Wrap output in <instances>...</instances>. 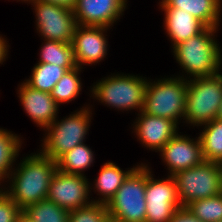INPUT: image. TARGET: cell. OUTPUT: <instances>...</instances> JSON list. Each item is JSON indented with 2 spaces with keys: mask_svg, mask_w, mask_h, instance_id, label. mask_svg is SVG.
<instances>
[{
  "mask_svg": "<svg viewBox=\"0 0 222 222\" xmlns=\"http://www.w3.org/2000/svg\"><path fill=\"white\" fill-rule=\"evenodd\" d=\"M165 12L164 26L172 47L202 32L206 26L181 8H161Z\"/></svg>",
  "mask_w": 222,
  "mask_h": 222,
  "instance_id": "17",
  "label": "cell"
},
{
  "mask_svg": "<svg viewBox=\"0 0 222 222\" xmlns=\"http://www.w3.org/2000/svg\"><path fill=\"white\" fill-rule=\"evenodd\" d=\"M45 3H52L70 10H73L76 4V0H38Z\"/></svg>",
  "mask_w": 222,
  "mask_h": 222,
  "instance_id": "31",
  "label": "cell"
},
{
  "mask_svg": "<svg viewBox=\"0 0 222 222\" xmlns=\"http://www.w3.org/2000/svg\"><path fill=\"white\" fill-rule=\"evenodd\" d=\"M8 47L9 45L5 38L0 35V64H3L4 60L6 59Z\"/></svg>",
  "mask_w": 222,
  "mask_h": 222,
  "instance_id": "32",
  "label": "cell"
},
{
  "mask_svg": "<svg viewBox=\"0 0 222 222\" xmlns=\"http://www.w3.org/2000/svg\"><path fill=\"white\" fill-rule=\"evenodd\" d=\"M188 210L202 222H219L222 220V195L199 199L186 205Z\"/></svg>",
  "mask_w": 222,
  "mask_h": 222,
  "instance_id": "27",
  "label": "cell"
},
{
  "mask_svg": "<svg viewBox=\"0 0 222 222\" xmlns=\"http://www.w3.org/2000/svg\"><path fill=\"white\" fill-rule=\"evenodd\" d=\"M138 115L134 122V133L145 147L155 152L160 151L178 133V125L170 119L152 116L143 111Z\"/></svg>",
  "mask_w": 222,
  "mask_h": 222,
  "instance_id": "15",
  "label": "cell"
},
{
  "mask_svg": "<svg viewBox=\"0 0 222 222\" xmlns=\"http://www.w3.org/2000/svg\"><path fill=\"white\" fill-rule=\"evenodd\" d=\"M18 94L26 114L36 125L45 129L58 118L59 105L50 93L35 90L23 82L19 86Z\"/></svg>",
  "mask_w": 222,
  "mask_h": 222,
  "instance_id": "16",
  "label": "cell"
},
{
  "mask_svg": "<svg viewBox=\"0 0 222 222\" xmlns=\"http://www.w3.org/2000/svg\"><path fill=\"white\" fill-rule=\"evenodd\" d=\"M36 13V28L44 40L72 43L77 22L73 10L38 0H32Z\"/></svg>",
  "mask_w": 222,
  "mask_h": 222,
  "instance_id": "10",
  "label": "cell"
},
{
  "mask_svg": "<svg viewBox=\"0 0 222 222\" xmlns=\"http://www.w3.org/2000/svg\"><path fill=\"white\" fill-rule=\"evenodd\" d=\"M108 215L105 204L92 203L70 211L69 222H103Z\"/></svg>",
  "mask_w": 222,
  "mask_h": 222,
  "instance_id": "28",
  "label": "cell"
},
{
  "mask_svg": "<svg viewBox=\"0 0 222 222\" xmlns=\"http://www.w3.org/2000/svg\"><path fill=\"white\" fill-rule=\"evenodd\" d=\"M22 141L12 132L0 129V184L11 173L13 163L16 162Z\"/></svg>",
  "mask_w": 222,
  "mask_h": 222,
  "instance_id": "24",
  "label": "cell"
},
{
  "mask_svg": "<svg viewBox=\"0 0 222 222\" xmlns=\"http://www.w3.org/2000/svg\"><path fill=\"white\" fill-rule=\"evenodd\" d=\"M108 27L77 25L73 41V54L76 66L97 64L107 55L106 32Z\"/></svg>",
  "mask_w": 222,
  "mask_h": 222,
  "instance_id": "14",
  "label": "cell"
},
{
  "mask_svg": "<svg viewBox=\"0 0 222 222\" xmlns=\"http://www.w3.org/2000/svg\"><path fill=\"white\" fill-rule=\"evenodd\" d=\"M222 0H162L161 8H181L192 14L206 27L218 28Z\"/></svg>",
  "mask_w": 222,
  "mask_h": 222,
  "instance_id": "18",
  "label": "cell"
},
{
  "mask_svg": "<svg viewBox=\"0 0 222 222\" xmlns=\"http://www.w3.org/2000/svg\"><path fill=\"white\" fill-rule=\"evenodd\" d=\"M89 184L84 175L57 170L51 179L47 199L68 211L88 206L93 203L88 197L92 189Z\"/></svg>",
  "mask_w": 222,
  "mask_h": 222,
  "instance_id": "11",
  "label": "cell"
},
{
  "mask_svg": "<svg viewBox=\"0 0 222 222\" xmlns=\"http://www.w3.org/2000/svg\"><path fill=\"white\" fill-rule=\"evenodd\" d=\"M22 211L35 222H69L70 211L59 207L49 199L28 205Z\"/></svg>",
  "mask_w": 222,
  "mask_h": 222,
  "instance_id": "26",
  "label": "cell"
},
{
  "mask_svg": "<svg viewBox=\"0 0 222 222\" xmlns=\"http://www.w3.org/2000/svg\"><path fill=\"white\" fill-rule=\"evenodd\" d=\"M22 209L4 192L0 193V222H16Z\"/></svg>",
  "mask_w": 222,
  "mask_h": 222,
  "instance_id": "29",
  "label": "cell"
},
{
  "mask_svg": "<svg viewBox=\"0 0 222 222\" xmlns=\"http://www.w3.org/2000/svg\"><path fill=\"white\" fill-rule=\"evenodd\" d=\"M103 222H122L119 218H116L114 216H111L110 214H108L105 218Z\"/></svg>",
  "mask_w": 222,
  "mask_h": 222,
  "instance_id": "34",
  "label": "cell"
},
{
  "mask_svg": "<svg viewBox=\"0 0 222 222\" xmlns=\"http://www.w3.org/2000/svg\"><path fill=\"white\" fill-rule=\"evenodd\" d=\"M220 194L222 195V163L220 164Z\"/></svg>",
  "mask_w": 222,
  "mask_h": 222,
  "instance_id": "35",
  "label": "cell"
},
{
  "mask_svg": "<svg viewBox=\"0 0 222 222\" xmlns=\"http://www.w3.org/2000/svg\"><path fill=\"white\" fill-rule=\"evenodd\" d=\"M18 1H20V0H18ZM21 1H24V2H31L32 0H21Z\"/></svg>",
  "mask_w": 222,
  "mask_h": 222,
  "instance_id": "37",
  "label": "cell"
},
{
  "mask_svg": "<svg viewBox=\"0 0 222 222\" xmlns=\"http://www.w3.org/2000/svg\"><path fill=\"white\" fill-rule=\"evenodd\" d=\"M159 152L167 165L170 176L204 161L199 136L194 141V138L177 133Z\"/></svg>",
  "mask_w": 222,
  "mask_h": 222,
  "instance_id": "12",
  "label": "cell"
},
{
  "mask_svg": "<svg viewBox=\"0 0 222 222\" xmlns=\"http://www.w3.org/2000/svg\"><path fill=\"white\" fill-rule=\"evenodd\" d=\"M94 154L84 142L65 152L56 160L57 170L68 174L84 175L93 164ZM83 172V173H82Z\"/></svg>",
  "mask_w": 222,
  "mask_h": 222,
  "instance_id": "20",
  "label": "cell"
},
{
  "mask_svg": "<svg viewBox=\"0 0 222 222\" xmlns=\"http://www.w3.org/2000/svg\"><path fill=\"white\" fill-rule=\"evenodd\" d=\"M38 63L55 64L63 68H75L72 43L44 40Z\"/></svg>",
  "mask_w": 222,
  "mask_h": 222,
  "instance_id": "23",
  "label": "cell"
},
{
  "mask_svg": "<svg viewBox=\"0 0 222 222\" xmlns=\"http://www.w3.org/2000/svg\"><path fill=\"white\" fill-rule=\"evenodd\" d=\"M204 125H202L204 129L199 135L204 160L221 164L222 120L216 118Z\"/></svg>",
  "mask_w": 222,
  "mask_h": 222,
  "instance_id": "21",
  "label": "cell"
},
{
  "mask_svg": "<svg viewBox=\"0 0 222 222\" xmlns=\"http://www.w3.org/2000/svg\"><path fill=\"white\" fill-rule=\"evenodd\" d=\"M147 79L135 75H112L93 85L90 92L101 103L118 110H143Z\"/></svg>",
  "mask_w": 222,
  "mask_h": 222,
  "instance_id": "5",
  "label": "cell"
},
{
  "mask_svg": "<svg viewBox=\"0 0 222 222\" xmlns=\"http://www.w3.org/2000/svg\"><path fill=\"white\" fill-rule=\"evenodd\" d=\"M169 222H202L186 206L178 208Z\"/></svg>",
  "mask_w": 222,
  "mask_h": 222,
  "instance_id": "30",
  "label": "cell"
},
{
  "mask_svg": "<svg viewBox=\"0 0 222 222\" xmlns=\"http://www.w3.org/2000/svg\"><path fill=\"white\" fill-rule=\"evenodd\" d=\"M182 206L220 193V163L204 160L172 176Z\"/></svg>",
  "mask_w": 222,
  "mask_h": 222,
  "instance_id": "8",
  "label": "cell"
},
{
  "mask_svg": "<svg viewBox=\"0 0 222 222\" xmlns=\"http://www.w3.org/2000/svg\"><path fill=\"white\" fill-rule=\"evenodd\" d=\"M11 171V185L4 192L22 209L47 199L51 179L57 171L56 161L40 153H34L21 160ZM15 169V170H14Z\"/></svg>",
  "mask_w": 222,
  "mask_h": 222,
  "instance_id": "1",
  "label": "cell"
},
{
  "mask_svg": "<svg viewBox=\"0 0 222 222\" xmlns=\"http://www.w3.org/2000/svg\"><path fill=\"white\" fill-rule=\"evenodd\" d=\"M216 118L222 120V103L220 105V108H219V111H218V114H217Z\"/></svg>",
  "mask_w": 222,
  "mask_h": 222,
  "instance_id": "36",
  "label": "cell"
},
{
  "mask_svg": "<svg viewBox=\"0 0 222 222\" xmlns=\"http://www.w3.org/2000/svg\"><path fill=\"white\" fill-rule=\"evenodd\" d=\"M16 222H35V221L22 211L18 215Z\"/></svg>",
  "mask_w": 222,
  "mask_h": 222,
  "instance_id": "33",
  "label": "cell"
},
{
  "mask_svg": "<svg viewBox=\"0 0 222 222\" xmlns=\"http://www.w3.org/2000/svg\"><path fill=\"white\" fill-rule=\"evenodd\" d=\"M75 112L61 121L55 119L44 129L47 133L42 140L41 154L56 161L62 154L85 141L92 111L85 106Z\"/></svg>",
  "mask_w": 222,
  "mask_h": 222,
  "instance_id": "6",
  "label": "cell"
},
{
  "mask_svg": "<svg viewBox=\"0 0 222 222\" xmlns=\"http://www.w3.org/2000/svg\"><path fill=\"white\" fill-rule=\"evenodd\" d=\"M187 77L163 78L157 82L147 80L143 112L174 121L184 120L187 98Z\"/></svg>",
  "mask_w": 222,
  "mask_h": 222,
  "instance_id": "3",
  "label": "cell"
},
{
  "mask_svg": "<svg viewBox=\"0 0 222 222\" xmlns=\"http://www.w3.org/2000/svg\"><path fill=\"white\" fill-rule=\"evenodd\" d=\"M218 28L206 27L202 32L173 47L182 70L194 78L218 74L222 64L221 49L215 40Z\"/></svg>",
  "mask_w": 222,
  "mask_h": 222,
  "instance_id": "2",
  "label": "cell"
},
{
  "mask_svg": "<svg viewBox=\"0 0 222 222\" xmlns=\"http://www.w3.org/2000/svg\"><path fill=\"white\" fill-rule=\"evenodd\" d=\"M146 165V220L145 222H169L175 211L182 207L172 176L154 179Z\"/></svg>",
  "mask_w": 222,
  "mask_h": 222,
  "instance_id": "9",
  "label": "cell"
},
{
  "mask_svg": "<svg viewBox=\"0 0 222 222\" xmlns=\"http://www.w3.org/2000/svg\"><path fill=\"white\" fill-rule=\"evenodd\" d=\"M136 167L130 170L123 171L113 162L104 163L100 169L97 179H95L94 189L99 193L102 198L94 203L107 204L108 201L116 194L118 189L123 184L124 180Z\"/></svg>",
  "mask_w": 222,
  "mask_h": 222,
  "instance_id": "19",
  "label": "cell"
},
{
  "mask_svg": "<svg viewBox=\"0 0 222 222\" xmlns=\"http://www.w3.org/2000/svg\"><path fill=\"white\" fill-rule=\"evenodd\" d=\"M146 165L136 168L124 180L116 194L106 204L107 212L122 222L146 220Z\"/></svg>",
  "mask_w": 222,
  "mask_h": 222,
  "instance_id": "7",
  "label": "cell"
},
{
  "mask_svg": "<svg viewBox=\"0 0 222 222\" xmlns=\"http://www.w3.org/2000/svg\"><path fill=\"white\" fill-rule=\"evenodd\" d=\"M70 69L73 68H63L50 63H37L32 69L30 79L24 81L35 90L50 93L58 80Z\"/></svg>",
  "mask_w": 222,
  "mask_h": 222,
  "instance_id": "22",
  "label": "cell"
},
{
  "mask_svg": "<svg viewBox=\"0 0 222 222\" xmlns=\"http://www.w3.org/2000/svg\"><path fill=\"white\" fill-rule=\"evenodd\" d=\"M127 0H76L73 13L77 25L108 27L123 15Z\"/></svg>",
  "mask_w": 222,
  "mask_h": 222,
  "instance_id": "13",
  "label": "cell"
},
{
  "mask_svg": "<svg viewBox=\"0 0 222 222\" xmlns=\"http://www.w3.org/2000/svg\"><path fill=\"white\" fill-rule=\"evenodd\" d=\"M81 69L76 66L67 70L51 90L50 95L58 105L70 102L81 94L82 84L79 77Z\"/></svg>",
  "mask_w": 222,
  "mask_h": 222,
  "instance_id": "25",
  "label": "cell"
},
{
  "mask_svg": "<svg viewBox=\"0 0 222 222\" xmlns=\"http://www.w3.org/2000/svg\"><path fill=\"white\" fill-rule=\"evenodd\" d=\"M222 103V75L191 78L187 83L184 120L202 126L216 119Z\"/></svg>",
  "mask_w": 222,
  "mask_h": 222,
  "instance_id": "4",
  "label": "cell"
}]
</instances>
